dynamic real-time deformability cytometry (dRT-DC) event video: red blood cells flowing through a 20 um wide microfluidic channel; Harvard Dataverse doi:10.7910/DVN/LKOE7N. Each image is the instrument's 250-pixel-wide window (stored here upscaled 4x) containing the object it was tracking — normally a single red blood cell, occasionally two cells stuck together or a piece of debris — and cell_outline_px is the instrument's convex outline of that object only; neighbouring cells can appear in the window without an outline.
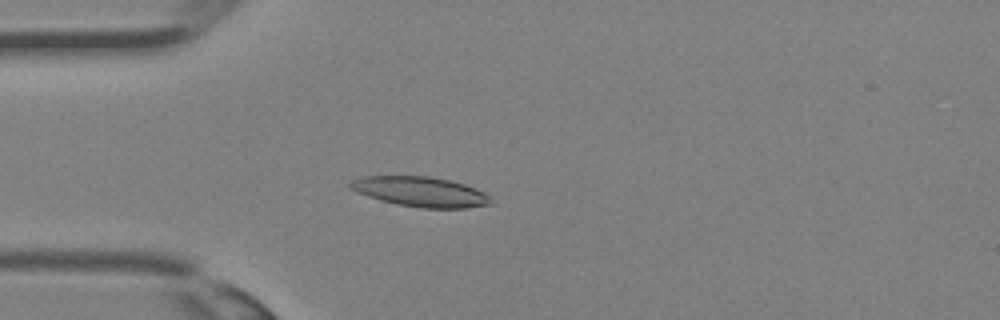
{"species": "Egyptian fruit bat (a non-hibernating species)", "species_latin": "Rousettus aegyptiacus", "temperature_condition": "room temperature", "stored_images_in_passage": 28, "camera_frame_rate_fps": 3000, "um_per_image_px": 0.085, "animal": {"sex": "female"}, "frame": {"image": 1, "passage_image": 3, "time_ms": 0.667, "image_size_px": [1000, 320], "cell_outline_px": [[492, 204], [464, 208], [420, 208], [396, 204], [380, 200], [356, 192], [348, 188], [348, 184], [352, 180], [360, 176], [428, 176], [448, 180], [464, 184], [476, 188], [484, 192], [488, 196]], "centroid_in_image_um": [35.69, 16.29], "position_along_channel_um": 49.3, "area_um2": 24.57}}
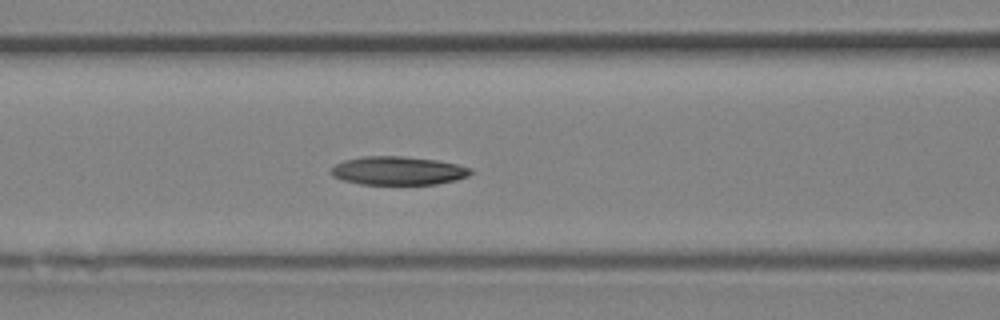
{"frame": {"image": 2, "passage_image": 8, "time_ms": 2.333, "image_size_px": [1000, 320], "cell_outline_px": [[472, 172], [468, 176], [456, 180], [436, 184], [360, 184], [344, 180], [332, 176], [328, 172], [336, 164], [344, 160], [364, 156], [404, 156], [436, 160], [456, 164], [472, 168]], "centroid_in_image_um": [33.83, 14.51], "position_along_channel_um": 132.8, "area_um2": 23.18}}
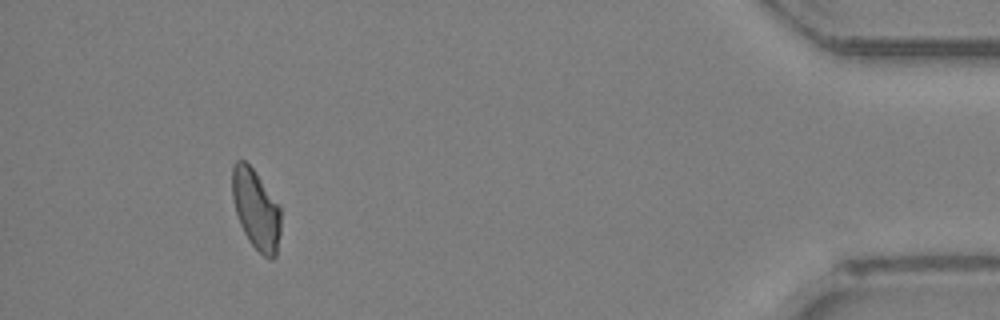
{"frame": {"image": 3, "passage_image": 26, "time_ms": 8.333, "image_size_px": [1000, 320], "cell_outline_px": [[280, 232], [276, 256], [272, 260], [268, 260], [248, 240], [240, 224], [232, 200], [232, 164], [236, 160], [244, 160], [252, 168], [280, 204]], "centroid_in_image_um": [21.76, 17.79], "position_along_channel_um": 413.4, "area_um2": 22.77}}